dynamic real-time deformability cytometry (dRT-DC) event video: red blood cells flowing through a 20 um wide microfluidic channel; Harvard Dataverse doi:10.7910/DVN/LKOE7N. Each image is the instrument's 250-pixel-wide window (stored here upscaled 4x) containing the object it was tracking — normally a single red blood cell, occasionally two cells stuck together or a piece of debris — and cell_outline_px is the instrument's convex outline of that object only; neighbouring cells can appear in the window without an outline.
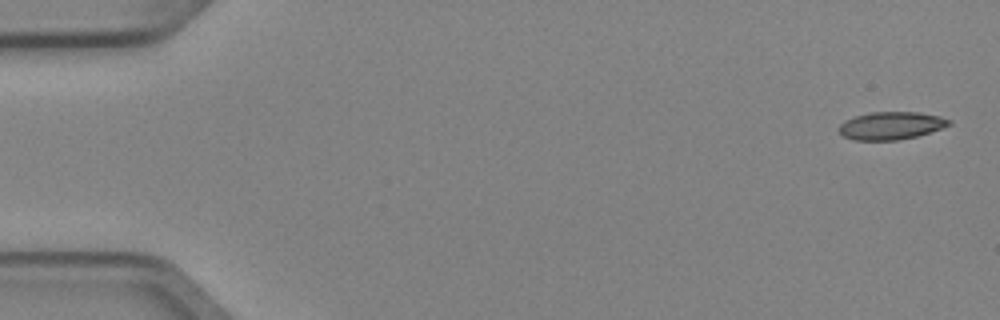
{"species": "Egyptian fruit bat (a non-hibernating species)", "species_latin": "Rousettus aegyptiacus", "temperature_condition": "cold", "stored_images_in_passage": 5, "camera_frame_rate_fps": 3000, "um_per_image_px": 0.085, "animal": {"sex": "female"}, "frame": {"image": 1, "passage_image": 1, "time_ms": 0.0, "image_size_px": [1000, 320], "cell_outline_px": [[952, 124], [916, 136], [896, 140], [852, 140], [844, 136], [840, 132], [840, 124], [844, 120], [856, 116], [872, 112], [916, 112], [940, 116], [952, 120]], "centroid_in_image_um": [75.74, 10.67], "position_along_channel_um": 9.3, "area_um2": 17.57}}